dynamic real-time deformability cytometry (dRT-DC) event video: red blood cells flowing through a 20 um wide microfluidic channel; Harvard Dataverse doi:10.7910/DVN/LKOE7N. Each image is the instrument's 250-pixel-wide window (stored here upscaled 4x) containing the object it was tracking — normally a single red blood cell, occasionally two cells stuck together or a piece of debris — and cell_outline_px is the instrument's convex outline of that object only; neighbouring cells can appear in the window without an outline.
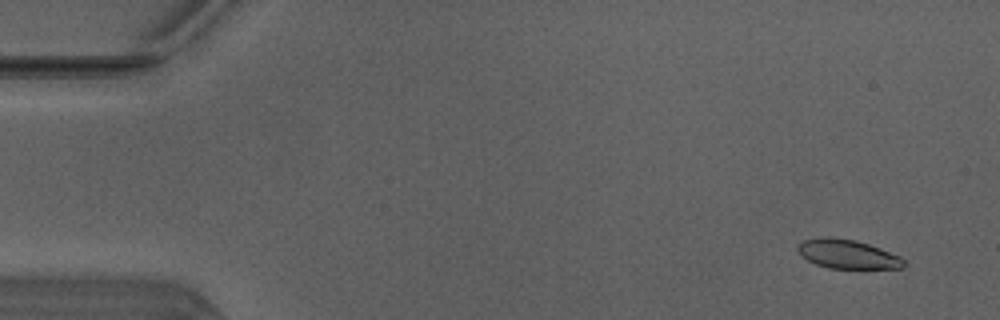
{"species": "Egyptian fruit bat (a non-hibernating species)", "species_latin": "Rousettus aegyptiacus", "temperature_condition": "warm", "stored_images_in_passage": 51, "camera_frame_rate_fps": 3000, "um_per_image_px": 0.085, "animal": {"sex": "male"}, "frame": {"image": 1, "passage_image": 4, "time_ms": 1.0, "image_size_px": [1000, 320], "cell_outline_px": [[904, 268], [828, 268], [816, 264], [800, 256], [796, 248], [796, 244], [800, 240], [820, 236], [832, 236], [856, 240], [880, 248], [900, 256], [904, 260]], "centroid_in_image_um": [71.95, 21.57], "position_along_channel_um": 13.0, "area_um2": 18.26}}
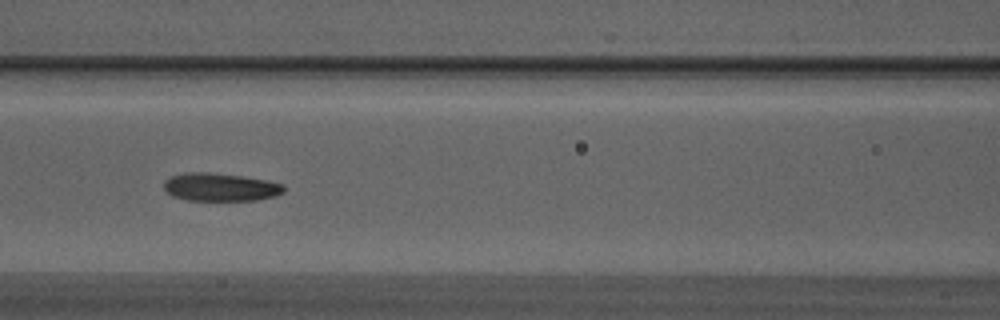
{"frame": {"image": 2, "passage_image": 23, "time_ms": 7.333, "image_size_px": [1000, 320], "cell_outline_px": [[284, 192], [276, 196], [256, 200], [188, 200], [172, 196], [164, 192], [164, 180], [172, 176], [184, 172], [208, 172], [240, 176], [268, 180], [284, 184]], "centroid_in_image_um": [18.71, 15.9], "position_along_channel_um": 147.9, "area_um2": 19.71}}
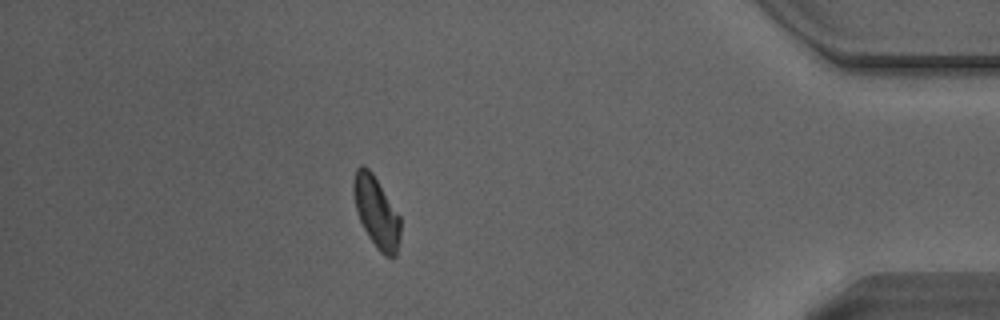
{"frame": {"image": 3, "passage_image": 45, "time_ms": 14.667, "image_size_px": [1000, 320], "cell_outline_px": [[400, 240], [396, 256], [392, 260], [384, 256], [376, 248], [368, 236], [360, 220], [356, 208], [352, 192], [352, 180], [356, 168], [360, 164], [364, 164], [372, 172], [400, 216]], "centroid_in_image_um": [31.98, 18.04], "position_along_channel_um": 403.2, "area_um2": 19.71}, "authors_computed_cell_mechanics": {"area_um2": 19.2474, "velocity_mm_per_s": 4.1058, "shape_relaxation_time_tau1_ms": 5.3284, "shape_relaxation_time_tau2_ms": 2.6667, "deformation_change_tau1": 0.1159, "deformation_change_tau2": 0.0869}}